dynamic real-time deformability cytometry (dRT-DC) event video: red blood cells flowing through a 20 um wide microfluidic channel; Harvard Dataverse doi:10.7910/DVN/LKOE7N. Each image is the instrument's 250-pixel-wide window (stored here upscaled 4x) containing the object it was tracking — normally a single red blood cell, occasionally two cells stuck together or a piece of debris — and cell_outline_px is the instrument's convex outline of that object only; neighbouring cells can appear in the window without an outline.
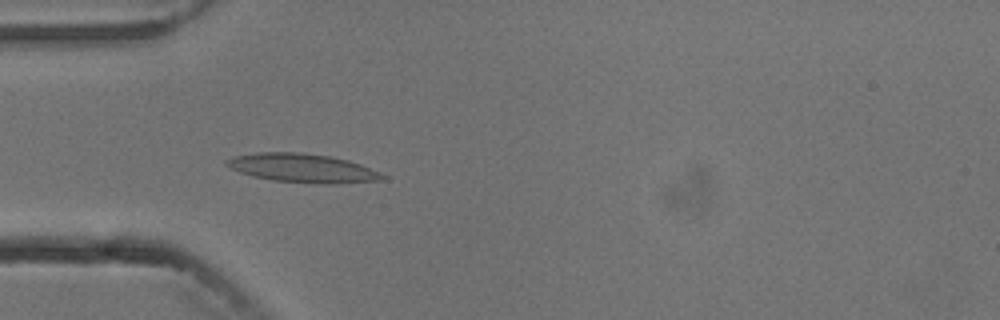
{"species": "common noctule bat (a hibernating species)", "species_latin": "Nyctalus noctula", "temperature_condition": "cold", "stored_images_in_passage": 3, "camera_frame_rate_fps": 3000, "um_per_image_px": 0.085, "animal": {"sex": "male", "body_mass_g": 13.3}, "frame": {"image": 1, "passage_image": 3, "time_ms": 3.333, "image_size_px": [1000, 320], "cell_outline_px": [[388, 180], [336, 184], [324, 184], [272, 180], [252, 176], [240, 172], [224, 164], [224, 160], [236, 156], [256, 152], [300, 152], [328, 156], [348, 160], [360, 164], [388, 176]], "centroid_in_image_um": [25.76, 14.29], "position_along_channel_um": 59.2, "area_um2": 26.24}}